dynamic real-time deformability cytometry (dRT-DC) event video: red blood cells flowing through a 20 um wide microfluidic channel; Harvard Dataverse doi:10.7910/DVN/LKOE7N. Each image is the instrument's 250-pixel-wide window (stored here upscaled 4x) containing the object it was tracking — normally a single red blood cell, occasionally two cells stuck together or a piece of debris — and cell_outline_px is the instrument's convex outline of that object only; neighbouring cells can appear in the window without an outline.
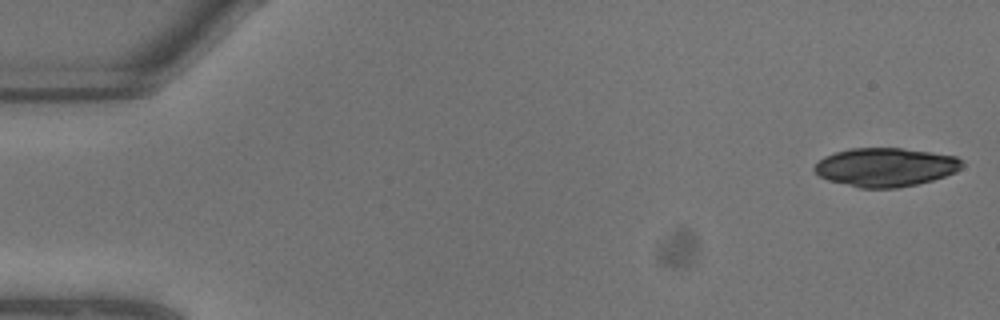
{"species": "common noctule bat (a hibernating species)", "species_latin": "Nyctalus noctula", "temperature_condition": "warm", "stored_images_in_passage": 8, "camera_frame_rate_fps": 3000, "um_per_image_px": 0.085, "animal": {"sex": "male", "body_mass_g": 13.3}, "frame": {"image": 1, "passage_image": 1, "time_ms": 0.0, "image_size_px": [1000, 320], "cell_outline_px": [[964, 164], [956, 172], [932, 180], [916, 184], [896, 188], [860, 188], [828, 180], [820, 176], [812, 168], [824, 156], [836, 152], [852, 148], [900, 148], [956, 156], [964, 160]], "centroid_in_image_um": [75.28, 14.21], "position_along_channel_um": 9.7, "area_um2": 33.12}}
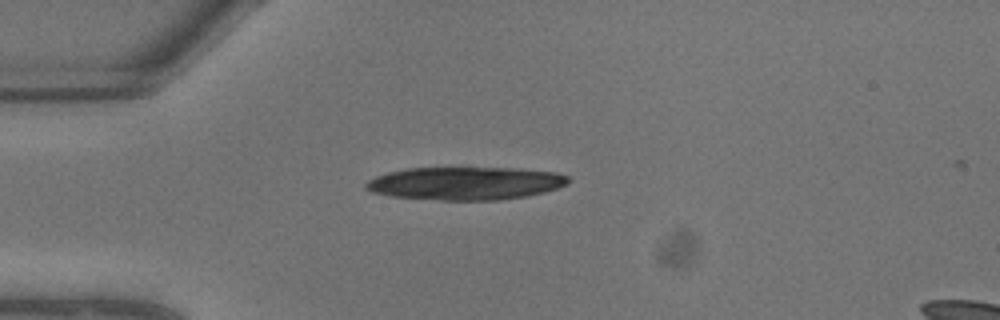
{"frame": {"image": 2, "passage_image": 6, "time_ms": 1.667, "image_size_px": [1000, 320], "cell_outline_px": [[572, 180], [568, 184], [544, 192], [528, 196], [496, 200], [440, 200], [392, 196], [372, 192], [364, 188], [364, 184], [368, 180], [376, 176], [388, 172], [408, 168], [516, 168], [556, 172], [568, 176]], "centroid_in_image_um": [39.58, 15.58], "position_along_channel_um": 45.4, "area_um2": 39.02}}